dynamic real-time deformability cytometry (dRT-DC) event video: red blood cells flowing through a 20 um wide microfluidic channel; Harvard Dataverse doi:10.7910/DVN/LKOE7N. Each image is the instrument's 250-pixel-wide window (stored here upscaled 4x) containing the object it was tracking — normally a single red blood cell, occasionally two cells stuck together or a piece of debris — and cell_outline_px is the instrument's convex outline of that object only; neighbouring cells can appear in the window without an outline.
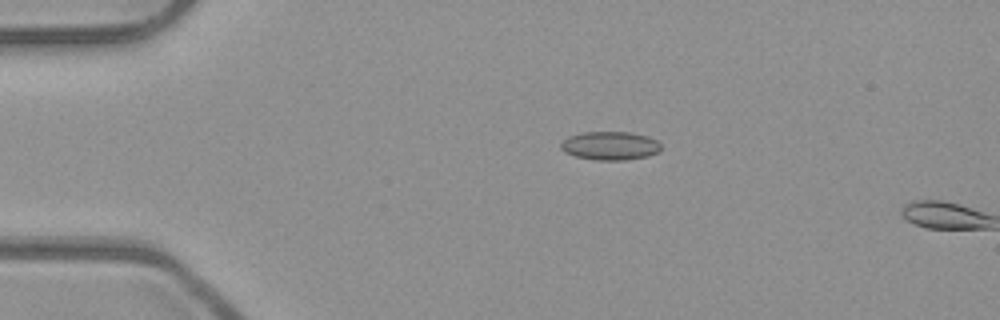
{"species": "common noctule bat (a hibernating species)", "species_latin": "Nyctalus noctula", "temperature_condition": "room temperature", "stored_images_in_passage": 2, "camera_frame_rate_fps": 3000, "um_per_image_px": 0.085, "animal": {"sex": "male", "body_mass_g": 23.1, "forearm_length_mm": 52.7}, "frame": {"image": 1, "passage_image": 1, "time_ms": 0.0, "image_size_px": [1000, 320], "cell_outline_px": [[660, 152], [648, 156], [628, 160], [596, 160], [576, 156], [564, 152], [560, 148], [560, 144], [568, 136], [584, 132], [628, 132], [644, 136], [656, 140], [660, 144]], "centroid_in_image_um": [51.85, 12.4], "position_along_channel_um": 33.2, "area_um2": 16.59}}